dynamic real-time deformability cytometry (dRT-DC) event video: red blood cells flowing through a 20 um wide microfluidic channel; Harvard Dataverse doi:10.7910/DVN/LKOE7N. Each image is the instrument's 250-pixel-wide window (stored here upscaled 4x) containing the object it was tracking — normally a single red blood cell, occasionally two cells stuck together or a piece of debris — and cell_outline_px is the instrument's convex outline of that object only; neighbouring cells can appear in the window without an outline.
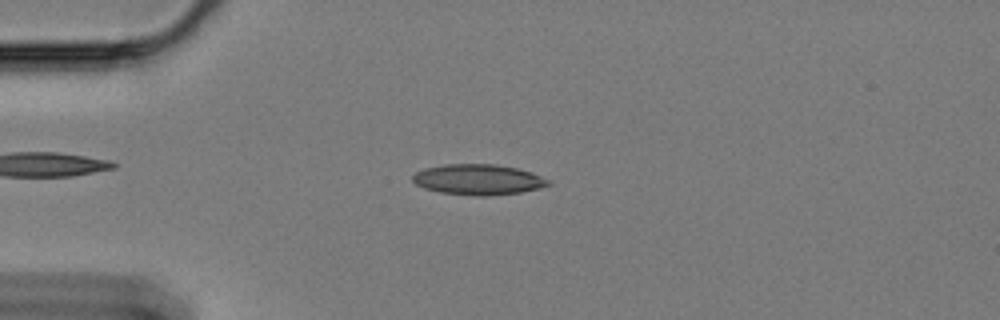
{"species": "Egyptian fruit bat (a non-hibernating species)", "species_latin": "Rousettus aegyptiacus", "temperature_condition": "cold", "stored_images_in_passage": 48, "camera_frame_rate_fps": 3000, "um_per_image_px": 0.085, "animal": {"sex": "female"}, "frame": {"image": 1, "passage_image": 4, "time_ms": 1.0, "image_size_px": [1000, 320], "cell_outline_px": [[552, 184], [540, 188], [520, 192], [488, 196], [476, 196], [440, 192], [424, 188], [416, 184], [412, 180], [412, 176], [416, 172], [424, 168], [444, 164], [492, 164], [516, 168], [532, 172], [548, 180]], "centroid_in_image_um": [40.63, 15.26], "position_along_channel_um": 44.4, "area_um2": 24.1}}
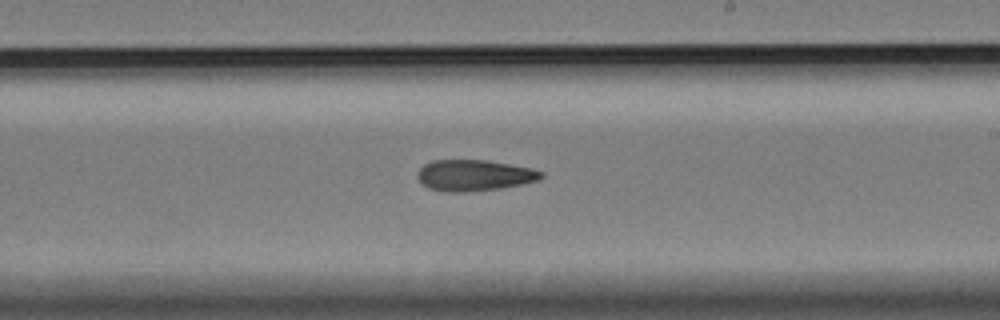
{"frame": {"image": 2, "passage_image": 24, "time_ms": 7.667, "image_size_px": [1000, 320], "cell_outline_px": [[544, 176], [540, 180], [500, 188], [468, 192], [448, 192], [428, 188], [416, 176], [420, 168], [424, 164], [432, 160], [488, 160], [532, 168], [544, 172]], "centroid_in_image_um": [40.33, 14.9], "position_along_channel_um": 248.7, "area_um2": 22.48}}
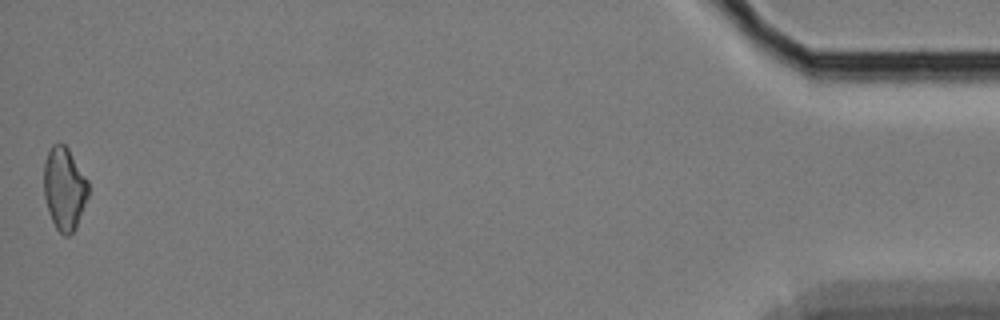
{"frame": {"image": 3, "passage_image": 48, "time_ms": 15.667, "image_size_px": [1000, 320], "cell_outline_px": [[88, 196], [76, 228], [68, 236], [64, 236], [56, 228], [48, 212], [44, 196], [44, 160], [52, 144], [64, 144], [68, 148], [88, 180]], "centroid_in_image_um": [5.46, 16.03], "position_along_channel_um": 429.7, "area_um2": 21.44}}